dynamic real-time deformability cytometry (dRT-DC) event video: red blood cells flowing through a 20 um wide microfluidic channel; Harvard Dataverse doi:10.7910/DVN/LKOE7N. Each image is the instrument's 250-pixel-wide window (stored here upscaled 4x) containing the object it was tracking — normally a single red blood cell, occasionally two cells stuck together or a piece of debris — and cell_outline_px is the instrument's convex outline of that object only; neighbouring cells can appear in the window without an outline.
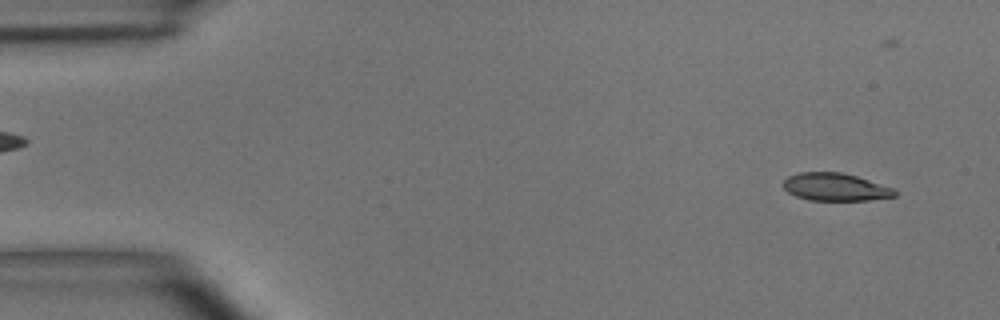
{"species": "common noctule bat (a hibernating species)", "species_latin": "Nyctalus noctula", "temperature_condition": "room temperature", "stored_images_in_passage": 4, "camera_frame_rate_fps": 3000, "um_per_image_px": 0.085, "animal": {"sex": "male", "body_mass_g": 15.6}, "frame": {"image": 1, "passage_image": 1, "time_ms": 0.0, "image_size_px": [1000, 320], "cell_outline_px": [[896, 196], [868, 200], [808, 200], [796, 196], [788, 192], [784, 188], [784, 180], [788, 176], [800, 172], [840, 172], [856, 176], [896, 188]], "centroid_in_image_um": [71.02, 15.89], "position_along_channel_um": 14.0, "area_um2": 17.98}}
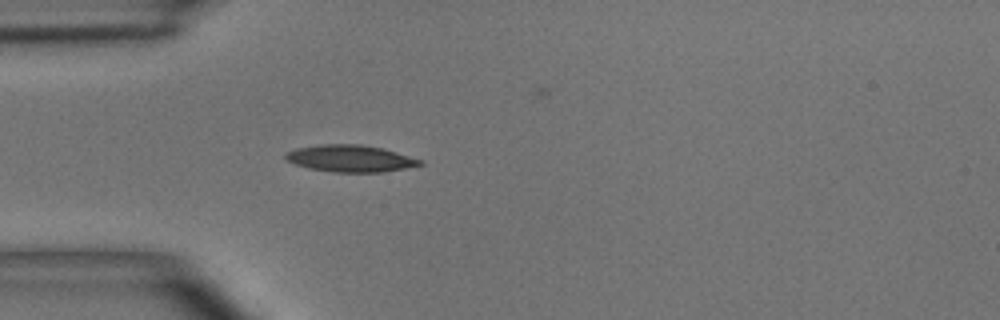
{"frame": {"image": 2, "passage_image": 4, "time_ms": 3.667, "image_size_px": [1000, 320], "cell_outline_px": [[424, 164], [384, 172], [336, 172], [308, 168], [296, 164], [288, 160], [284, 156], [288, 152], [296, 148], [324, 144], [360, 144], [380, 148], [396, 152], [424, 160]], "centroid_in_image_um": [29.81, 13.47], "position_along_channel_um": 55.2, "area_um2": 20.81}}